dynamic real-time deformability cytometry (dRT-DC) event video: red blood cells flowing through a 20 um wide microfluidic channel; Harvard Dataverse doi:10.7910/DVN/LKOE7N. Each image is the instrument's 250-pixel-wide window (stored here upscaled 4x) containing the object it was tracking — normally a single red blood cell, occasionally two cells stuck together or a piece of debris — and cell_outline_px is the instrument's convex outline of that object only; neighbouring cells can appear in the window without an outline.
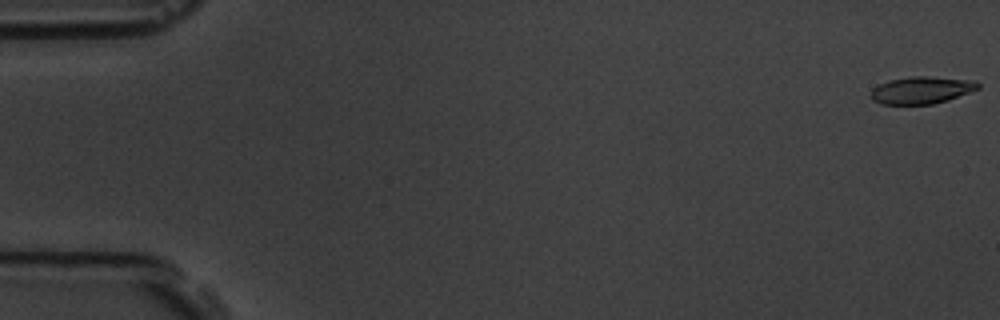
{"species": "common noctule bat (a hibernating species)", "species_latin": "Nyctalus noctula", "temperature_condition": "room temperature", "stored_images_in_passage": 57, "camera_frame_rate_fps": 3000, "um_per_image_px": 0.085, "animal": {"sex": "male", "body_mass_g": 19.5, "forearm_length_mm": 54.6}, "frame": {"image": 1, "passage_image": 1, "time_ms": 0.0, "image_size_px": [1000, 320], "cell_outline_px": [[980, 88], [948, 100], [932, 104], [880, 104], [872, 100], [872, 88], [888, 80], [912, 76], [928, 76], [976, 80], [980, 84]], "centroid_in_image_um": [78.35, 7.65], "position_along_channel_um": 6.6, "area_um2": 17.05}}
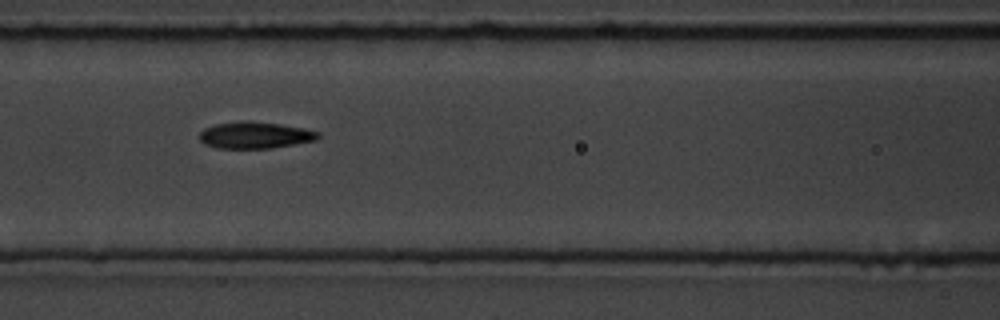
{"frame": {"image": 2, "passage_image": 25, "time_ms": 8.0, "image_size_px": [1000, 320], "cell_outline_px": [[320, 136], [316, 140], [296, 144], [272, 148], [216, 148], [204, 144], [200, 140], [200, 132], [204, 128], [216, 124], [240, 120], [248, 120], [280, 124], [304, 128], [320, 132]], "centroid_in_image_um": [21.68, 11.48], "position_along_channel_um": 144.9, "area_um2": 18.61}}
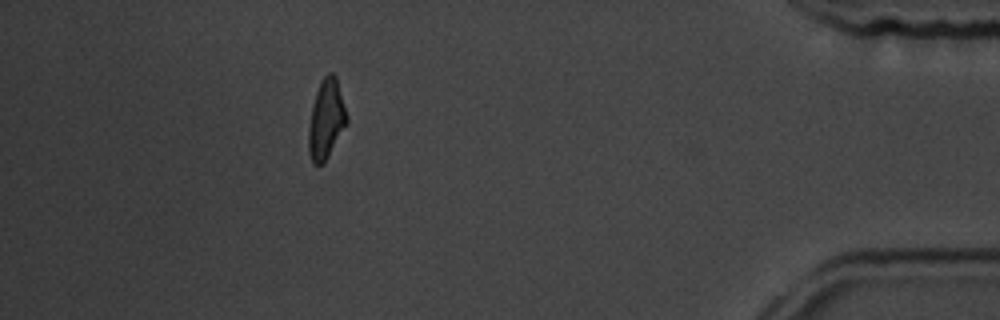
{"frame": {"image": 3, "passage_image": 51, "time_ms": 16.667, "image_size_px": [1000, 320], "cell_outline_px": [[348, 124], [324, 164], [312, 164], [308, 152], [308, 128], [312, 104], [320, 80], [328, 72], [332, 72], [336, 76], [348, 116]], "centroid_in_image_um": [27.73, 10.16], "position_along_channel_um": 407.5, "area_um2": 18.15}, "authors_computed_cell_mechanics": {"area_um2": 18.0336, "velocity_mm_per_s": 3.6379, "shape_relaxation_time_tau1_ms": 4.5009, "shape_relaxation_time_tau2_ms": 2.539, "deformation_change_tau1": 0.1642, "deformation_change_tau2": 0.0976}}